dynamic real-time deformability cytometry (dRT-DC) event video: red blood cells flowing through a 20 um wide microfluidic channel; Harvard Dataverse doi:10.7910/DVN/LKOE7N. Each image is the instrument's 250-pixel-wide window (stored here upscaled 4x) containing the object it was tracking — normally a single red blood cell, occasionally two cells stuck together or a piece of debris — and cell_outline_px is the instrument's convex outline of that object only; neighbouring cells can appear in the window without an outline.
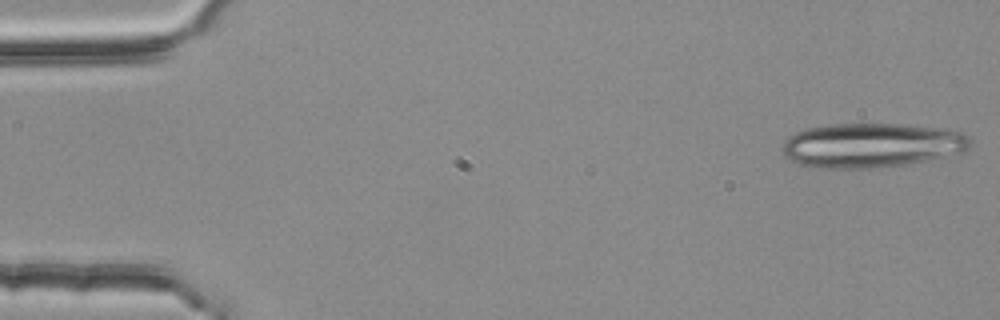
{"species": "common noctule bat (a hibernating species)", "species_latin": "Nyctalus noctula", "temperature_condition": "room temperature", "stored_images_in_passage": 4, "camera_frame_rate_fps": 3000, "um_per_image_px": 0.085, "animal": {"sex": "female", "body_mass_g": 25.1}, "frame": {"image": 1, "passage_image": 1, "time_ms": 0.0, "image_size_px": [1000, 320], "cell_outline_px": [[972, 144], [964, 152], [928, 160], [908, 164], [868, 168], [812, 168], [800, 164], [784, 156], [784, 140], [788, 136], [804, 128], [828, 124], [900, 124], [936, 128], [964, 132], [972, 140]], "centroid_in_image_um": [74.08, 12.35], "position_along_channel_um": 10.9, "area_um2": 48.84}}